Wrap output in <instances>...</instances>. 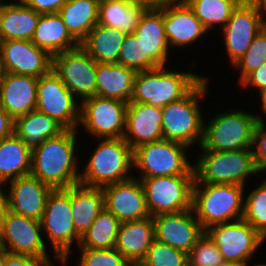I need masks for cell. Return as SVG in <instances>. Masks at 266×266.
<instances>
[{"instance_id":"cell-50","label":"cell","mask_w":266,"mask_h":266,"mask_svg":"<svg viewBox=\"0 0 266 266\" xmlns=\"http://www.w3.org/2000/svg\"><path fill=\"white\" fill-rule=\"evenodd\" d=\"M124 1L134 4L144 5L147 8L158 7L163 2V0H124Z\"/></svg>"},{"instance_id":"cell-36","label":"cell","mask_w":266,"mask_h":266,"mask_svg":"<svg viewBox=\"0 0 266 266\" xmlns=\"http://www.w3.org/2000/svg\"><path fill=\"white\" fill-rule=\"evenodd\" d=\"M209 32L214 26L222 29L239 5L237 0H184Z\"/></svg>"},{"instance_id":"cell-39","label":"cell","mask_w":266,"mask_h":266,"mask_svg":"<svg viewBox=\"0 0 266 266\" xmlns=\"http://www.w3.org/2000/svg\"><path fill=\"white\" fill-rule=\"evenodd\" d=\"M187 253L153 240L146 257L138 266H187Z\"/></svg>"},{"instance_id":"cell-28","label":"cell","mask_w":266,"mask_h":266,"mask_svg":"<svg viewBox=\"0 0 266 266\" xmlns=\"http://www.w3.org/2000/svg\"><path fill=\"white\" fill-rule=\"evenodd\" d=\"M137 72L120 64L97 63L96 95L129 103Z\"/></svg>"},{"instance_id":"cell-42","label":"cell","mask_w":266,"mask_h":266,"mask_svg":"<svg viewBox=\"0 0 266 266\" xmlns=\"http://www.w3.org/2000/svg\"><path fill=\"white\" fill-rule=\"evenodd\" d=\"M77 266H133L114 247L110 249H80Z\"/></svg>"},{"instance_id":"cell-8","label":"cell","mask_w":266,"mask_h":266,"mask_svg":"<svg viewBox=\"0 0 266 266\" xmlns=\"http://www.w3.org/2000/svg\"><path fill=\"white\" fill-rule=\"evenodd\" d=\"M42 232L52 245L54 257L66 266L74 242L79 246L81 236L73 224L70 206V187L68 189H53L46 201L41 219Z\"/></svg>"},{"instance_id":"cell-13","label":"cell","mask_w":266,"mask_h":266,"mask_svg":"<svg viewBox=\"0 0 266 266\" xmlns=\"http://www.w3.org/2000/svg\"><path fill=\"white\" fill-rule=\"evenodd\" d=\"M52 69L79 103L96 95L97 62L81 45L54 55Z\"/></svg>"},{"instance_id":"cell-30","label":"cell","mask_w":266,"mask_h":266,"mask_svg":"<svg viewBox=\"0 0 266 266\" xmlns=\"http://www.w3.org/2000/svg\"><path fill=\"white\" fill-rule=\"evenodd\" d=\"M32 151L15 133L0 141V183L31 173Z\"/></svg>"},{"instance_id":"cell-44","label":"cell","mask_w":266,"mask_h":266,"mask_svg":"<svg viewBox=\"0 0 266 266\" xmlns=\"http://www.w3.org/2000/svg\"><path fill=\"white\" fill-rule=\"evenodd\" d=\"M3 257L6 266H54L49 256L35 257L6 251Z\"/></svg>"},{"instance_id":"cell-18","label":"cell","mask_w":266,"mask_h":266,"mask_svg":"<svg viewBox=\"0 0 266 266\" xmlns=\"http://www.w3.org/2000/svg\"><path fill=\"white\" fill-rule=\"evenodd\" d=\"M159 7L164 12V31L169 48L187 47L208 33L184 0H164Z\"/></svg>"},{"instance_id":"cell-21","label":"cell","mask_w":266,"mask_h":266,"mask_svg":"<svg viewBox=\"0 0 266 266\" xmlns=\"http://www.w3.org/2000/svg\"><path fill=\"white\" fill-rule=\"evenodd\" d=\"M7 183L9 211L41 221L47 198L53 188L31 174Z\"/></svg>"},{"instance_id":"cell-37","label":"cell","mask_w":266,"mask_h":266,"mask_svg":"<svg viewBox=\"0 0 266 266\" xmlns=\"http://www.w3.org/2000/svg\"><path fill=\"white\" fill-rule=\"evenodd\" d=\"M242 219L248 222L266 241V181L244 198Z\"/></svg>"},{"instance_id":"cell-47","label":"cell","mask_w":266,"mask_h":266,"mask_svg":"<svg viewBox=\"0 0 266 266\" xmlns=\"http://www.w3.org/2000/svg\"><path fill=\"white\" fill-rule=\"evenodd\" d=\"M15 120L0 105V141L14 134Z\"/></svg>"},{"instance_id":"cell-23","label":"cell","mask_w":266,"mask_h":266,"mask_svg":"<svg viewBox=\"0 0 266 266\" xmlns=\"http://www.w3.org/2000/svg\"><path fill=\"white\" fill-rule=\"evenodd\" d=\"M38 78L5 72L0 84V105L15 120L36 110Z\"/></svg>"},{"instance_id":"cell-1","label":"cell","mask_w":266,"mask_h":266,"mask_svg":"<svg viewBox=\"0 0 266 266\" xmlns=\"http://www.w3.org/2000/svg\"><path fill=\"white\" fill-rule=\"evenodd\" d=\"M77 130L65 129L32 151L31 175L53 189H68L79 183L76 159Z\"/></svg>"},{"instance_id":"cell-41","label":"cell","mask_w":266,"mask_h":266,"mask_svg":"<svg viewBox=\"0 0 266 266\" xmlns=\"http://www.w3.org/2000/svg\"><path fill=\"white\" fill-rule=\"evenodd\" d=\"M190 266H219L225 260L214 241L205 232L187 253Z\"/></svg>"},{"instance_id":"cell-51","label":"cell","mask_w":266,"mask_h":266,"mask_svg":"<svg viewBox=\"0 0 266 266\" xmlns=\"http://www.w3.org/2000/svg\"><path fill=\"white\" fill-rule=\"evenodd\" d=\"M261 97L260 109L263 110V115L266 114V87L259 91Z\"/></svg>"},{"instance_id":"cell-2","label":"cell","mask_w":266,"mask_h":266,"mask_svg":"<svg viewBox=\"0 0 266 266\" xmlns=\"http://www.w3.org/2000/svg\"><path fill=\"white\" fill-rule=\"evenodd\" d=\"M244 185L194 183L192 210L204 230L242 219Z\"/></svg>"},{"instance_id":"cell-12","label":"cell","mask_w":266,"mask_h":266,"mask_svg":"<svg viewBox=\"0 0 266 266\" xmlns=\"http://www.w3.org/2000/svg\"><path fill=\"white\" fill-rule=\"evenodd\" d=\"M77 102L53 69L38 78L36 110L54 118L65 129H79L80 103Z\"/></svg>"},{"instance_id":"cell-48","label":"cell","mask_w":266,"mask_h":266,"mask_svg":"<svg viewBox=\"0 0 266 266\" xmlns=\"http://www.w3.org/2000/svg\"><path fill=\"white\" fill-rule=\"evenodd\" d=\"M3 184L5 183H0V232L2 231L3 223L9 210L8 192L7 189L4 191Z\"/></svg>"},{"instance_id":"cell-59","label":"cell","mask_w":266,"mask_h":266,"mask_svg":"<svg viewBox=\"0 0 266 266\" xmlns=\"http://www.w3.org/2000/svg\"><path fill=\"white\" fill-rule=\"evenodd\" d=\"M3 1L4 0H0V9H1V6L3 5Z\"/></svg>"},{"instance_id":"cell-3","label":"cell","mask_w":266,"mask_h":266,"mask_svg":"<svg viewBox=\"0 0 266 266\" xmlns=\"http://www.w3.org/2000/svg\"><path fill=\"white\" fill-rule=\"evenodd\" d=\"M98 141L92 156L83 166L79 183L103 188L134 177L129 173L134 169L133 149L125 139L105 138Z\"/></svg>"},{"instance_id":"cell-53","label":"cell","mask_w":266,"mask_h":266,"mask_svg":"<svg viewBox=\"0 0 266 266\" xmlns=\"http://www.w3.org/2000/svg\"><path fill=\"white\" fill-rule=\"evenodd\" d=\"M219 266H245V264L237 263V262L224 261Z\"/></svg>"},{"instance_id":"cell-55","label":"cell","mask_w":266,"mask_h":266,"mask_svg":"<svg viewBox=\"0 0 266 266\" xmlns=\"http://www.w3.org/2000/svg\"><path fill=\"white\" fill-rule=\"evenodd\" d=\"M4 69H3V65H2V62L0 60V84L2 82V78H3V75H4Z\"/></svg>"},{"instance_id":"cell-20","label":"cell","mask_w":266,"mask_h":266,"mask_svg":"<svg viewBox=\"0 0 266 266\" xmlns=\"http://www.w3.org/2000/svg\"><path fill=\"white\" fill-rule=\"evenodd\" d=\"M261 29L260 15L255 5L239 4L232 12L221 29L232 66L246 53Z\"/></svg>"},{"instance_id":"cell-40","label":"cell","mask_w":266,"mask_h":266,"mask_svg":"<svg viewBox=\"0 0 266 266\" xmlns=\"http://www.w3.org/2000/svg\"><path fill=\"white\" fill-rule=\"evenodd\" d=\"M266 62V30L260 32L251 42L246 53L233 65V68L240 69L241 83L252 71L262 66Z\"/></svg>"},{"instance_id":"cell-4","label":"cell","mask_w":266,"mask_h":266,"mask_svg":"<svg viewBox=\"0 0 266 266\" xmlns=\"http://www.w3.org/2000/svg\"><path fill=\"white\" fill-rule=\"evenodd\" d=\"M209 79L204 77L186 96L161 108L163 139L200 147L204 118L199 99L207 95Z\"/></svg>"},{"instance_id":"cell-27","label":"cell","mask_w":266,"mask_h":266,"mask_svg":"<svg viewBox=\"0 0 266 266\" xmlns=\"http://www.w3.org/2000/svg\"><path fill=\"white\" fill-rule=\"evenodd\" d=\"M41 13L23 1L3 3L0 9V36L4 40H32Z\"/></svg>"},{"instance_id":"cell-56","label":"cell","mask_w":266,"mask_h":266,"mask_svg":"<svg viewBox=\"0 0 266 266\" xmlns=\"http://www.w3.org/2000/svg\"><path fill=\"white\" fill-rule=\"evenodd\" d=\"M260 170V174H265L266 173V163L259 169ZM265 172V173H264ZM266 181V179H264Z\"/></svg>"},{"instance_id":"cell-9","label":"cell","mask_w":266,"mask_h":266,"mask_svg":"<svg viewBox=\"0 0 266 266\" xmlns=\"http://www.w3.org/2000/svg\"><path fill=\"white\" fill-rule=\"evenodd\" d=\"M187 149L185 144L166 139L142 144L133 150L134 169L140 177L195 175Z\"/></svg>"},{"instance_id":"cell-19","label":"cell","mask_w":266,"mask_h":266,"mask_svg":"<svg viewBox=\"0 0 266 266\" xmlns=\"http://www.w3.org/2000/svg\"><path fill=\"white\" fill-rule=\"evenodd\" d=\"M1 233L8 252L48 256L41 222L38 220L8 210Z\"/></svg>"},{"instance_id":"cell-7","label":"cell","mask_w":266,"mask_h":266,"mask_svg":"<svg viewBox=\"0 0 266 266\" xmlns=\"http://www.w3.org/2000/svg\"><path fill=\"white\" fill-rule=\"evenodd\" d=\"M260 117L235 109L216 114L204 123L201 150L236 151L252 149L253 132Z\"/></svg>"},{"instance_id":"cell-49","label":"cell","mask_w":266,"mask_h":266,"mask_svg":"<svg viewBox=\"0 0 266 266\" xmlns=\"http://www.w3.org/2000/svg\"><path fill=\"white\" fill-rule=\"evenodd\" d=\"M254 5L260 15L262 29L266 30V0H258Z\"/></svg>"},{"instance_id":"cell-5","label":"cell","mask_w":266,"mask_h":266,"mask_svg":"<svg viewBox=\"0 0 266 266\" xmlns=\"http://www.w3.org/2000/svg\"><path fill=\"white\" fill-rule=\"evenodd\" d=\"M203 78L193 71H171L166 66L137 72L130 102L163 108L186 96Z\"/></svg>"},{"instance_id":"cell-11","label":"cell","mask_w":266,"mask_h":266,"mask_svg":"<svg viewBox=\"0 0 266 266\" xmlns=\"http://www.w3.org/2000/svg\"><path fill=\"white\" fill-rule=\"evenodd\" d=\"M128 103L95 95L80 103L79 124L97 139L123 138Z\"/></svg>"},{"instance_id":"cell-54","label":"cell","mask_w":266,"mask_h":266,"mask_svg":"<svg viewBox=\"0 0 266 266\" xmlns=\"http://www.w3.org/2000/svg\"><path fill=\"white\" fill-rule=\"evenodd\" d=\"M239 4L254 5L258 0H237Z\"/></svg>"},{"instance_id":"cell-15","label":"cell","mask_w":266,"mask_h":266,"mask_svg":"<svg viewBox=\"0 0 266 266\" xmlns=\"http://www.w3.org/2000/svg\"><path fill=\"white\" fill-rule=\"evenodd\" d=\"M4 72L36 78L52 70L53 57L31 40H4L0 44Z\"/></svg>"},{"instance_id":"cell-25","label":"cell","mask_w":266,"mask_h":266,"mask_svg":"<svg viewBox=\"0 0 266 266\" xmlns=\"http://www.w3.org/2000/svg\"><path fill=\"white\" fill-rule=\"evenodd\" d=\"M154 240L152 216L138 220L122 222L114 248L133 266H138L146 257Z\"/></svg>"},{"instance_id":"cell-26","label":"cell","mask_w":266,"mask_h":266,"mask_svg":"<svg viewBox=\"0 0 266 266\" xmlns=\"http://www.w3.org/2000/svg\"><path fill=\"white\" fill-rule=\"evenodd\" d=\"M70 206L76 232L82 237L105 209L104 191L81 183L70 186Z\"/></svg>"},{"instance_id":"cell-45","label":"cell","mask_w":266,"mask_h":266,"mask_svg":"<svg viewBox=\"0 0 266 266\" xmlns=\"http://www.w3.org/2000/svg\"><path fill=\"white\" fill-rule=\"evenodd\" d=\"M67 0H23V2L41 14L58 13Z\"/></svg>"},{"instance_id":"cell-58","label":"cell","mask_w":266,"mask_h":266,"mask_svg":"<svg viewBox=\"0 0 266 266\" xmlns=\"http://www.w3.org/2000/svg\"><path fill=\"white\" fill-rule=\"evenodd\" d=\"M245 266H248V264L246 263ZM254 266H266V264H255Z\"/></svg>"},{"instance_id":"cell-43","label":"cell","mask_w":266,"mask_h":266,"mask_svg":"<svg viewBox=\"0 0 266 266\" xmlns=\"http://www.w3.org/2000/svg\"><path fill=\"white\" fill-rule=\"evenodd\" d=\"M252 151H253L256 166L260 169L266 163V123L265 121H259L254 128Z\"/></svg>"},{"instance_id":"cell-33","label":"cell","mask_w":266,"mask_h":266,"mask_svg":"<svg viewBox=\"0 0 266 266\" xmlns=\"http://www.w3.org/2000/svg\"><path fill=\"white\" fill-rule=\"evenodd\" d=\"M100 0H67L58 12L71 36L81 44L98 24Z\"/></svg>"},{"instance_id":"cell-46","label":"cell","mask_w":266,"mask_h":266,"mask_svg":"<svg viewBox=\"0 0 266 266\" xmlns=\"http://www.w3.org/2000/svg\"><path fill=\"white\" fill-rule=\"evenodd\" d=\"M242 87H253L262 90L266 87V62L257 68L255 71H252L241 83Z\"/></svg>"},{"instance_id":"cell-16","label":"cell","mask_w":266,"mask_h":266,"mask_svg":"<svg viewBox=\"0 0 266 266\" xmlns=\"http://www.w3.org/2000/svg\"><path fill=\"white\" fill-rule=\"evenodd\" d=\"M153 218L154 239L188 253L205 233L192 209Z\"/></svg>"},{"instance_id":"cell-32","label":"cell","mask_w":266,"mask_h":266,"mask_svg":"<svg viewBox=\"0 0 266 266\" xmlns=\"http://www.w3.org/2000/svg\"><path fill=\"white\" fill-rule=\"evenodd\" d=\"M125 36L121 30L97 24L80 45L97 63L117 64Z\"/></svg>"},{"instance_id":"cell-17","label":"cell","mask_w":266,"mask_h":266,"mask_svg":"<svg viewBox=\"0 0 266 266\" xmlns=\"http://www.w3.org/2000/svg\"><path fill=\"white\" fill-rule=\"evenodd\" d=\"M128 180L104 186L105 209L121 223L138 221L150 217L146 197L139 179Z\"/></svg>"},{"instance_id":"cell-29","label":"cell","mask_w":266,"mask_h":266,"mask_svg":"<svg viewBox=\"0 0 266 266\" xmlns=\"http://www.w3.org/2000/svg\"><path fill=\"white\" fill-rule=\"evenodd\" d=\"M31 41L52 57L80 46L69 33L59 13L41 14Z\"/></svg>"},{"instance_id":"cell-35","label":"cell","mask_w":266,"mask_h":266,"mask_svg":"<svg viewBox=\"0 0 266 266\" xmlns=\"http://www.w3.org/2000/svg\"><path fill=\"white\" fill-rule=\"evenodd\" d=\"M121 222L109 211H101L81 237L80 249H110L115 246Z\"/></svg>"},{"instance_id":"cell-52","label":"cell","mask_w":266,"mask_h":266,"mask_svg":"<svg viewBox=\"0 0 266 266\" xmlns=\"http://www.w3.org/2000/svg\"><path fill=\"white\" fill-rule=\"evenodd\" d=\"M5 252H6V249H5L2 233L0 232V256H3Z\"/></svg>"},{"instance_id":"cell-24","label":"cell","mask_w":266,"mask_h":266,"mask_svg":"<svg viewBox=\"0 0 266 266\" xmlns=\"http://www.w3.org/2000/svg\"><path fill=\"white\" fill-rule=\"evenodd\" d=\"M134 34L142 42L143 57H149L158 67L166 66L170 48L164 31V12L159 6L145 11Z\"/></svg>"},{"instance_id":"cell-22","label":"cell","mask_w":266,"mask_h":266,"mask_svg":"<svg viewBox=\"0 0 266 266\" xmlns=\"http://www.w3.org/2000/svg\"><path fill=\"white\" fill-rule=\"evenodd\" d=\"M160 107L129 102L123 138L134 150L138 146L163 139Z\"/></svg>"},{"instance_id":"cell-34","label":"cell","mask_w":266,"mask_h":266,"mask_svg":"<svg viewBox=\"0 0 266 266\" xmlns=\"http://www.w3.org/2000/svg\"><path fill=\"white\" fill-rule=\"evenodd\" d=\"M148 8L124 0H100L98 24L132 34Z\"/></svg>"},{"instance_id":"cell-6","label":"cell","mask_w":266,"mask_h":266,"mask_svg":"<svg viewBox=\"0 0 266 266\" xmlns=\"http://www.w3.org/2000/svg\"><path fill=\"white\" fill-rule=\"evenodd\" d=\"M194 162V183L240 184L251 175L260 173L256 166L252 149L236 151L201 150Z\"/></svg>"},{"instance_id":"cell-38","label":"cell","mask_w":266,"mask_h":266,"mask_svg":"<svg viewBox=\"0 0 266 266\" xmlns=\"http://www.w3.org/2000/svg\"><path fill=\"white\" fill-rule=\"evenodd\" d=\"M135 70L147 71L158 66L149 58L143 57V46L140 37L134 33L125 36L118 55V63Z\"/></svg>"},{"instance_id":"cell-14","label":"cell","mask_w":266,"mask_h":266,"mask_svg":"<svg viewBox=\"0 0 266 266\" xmlns=\"http://www.w3.org/2000/svg\"><path fill=\"white\" fill-rule=\"evenodd\" d=\"M205 232L214 241L225 261L246 264L264 238L243 219L210 226Z\"/></svg>"},{"instance_id":"cell-10","label":"cell","mask_w":266,"mask_h":266,"mask_svg":"<svg viewBox=\"0 0 266 266\" xmlns=\"http://www.w3.org/2000/svg\"><path fill=\"white\" fill-rule=\"evenodd\" d=\"M152 217L192 209L195 175L139 177Z\"/></svg>"},{"instance_id":"cell-31","label":"cell","mask_w":266,"mask_h":266,"mask_svg":"<svg viewBox=\"0 0 266 266\" xmlns=\"http://www.w3.org/2000/svg\"><path fill=\"white\" fill-rule=\"evenodd\" d=\"M65 128L54 118L33 110L15 119L14 133L33 151L46 139L55 137Z\"/></svg>"},{"instance_id":"cell-57","label":"cell","mask_w":266,"mask_h":266,"mask_svg":"<svg viewBox=\"0 0 266 266\" xmlns=\"http://www.w3.org/2000/svg\"><path fill=\"white\" fill-rule=\"evenodd\" d=\"M0 266H6V261L3 256H0Z\"/></svg>"}]
</instances>
